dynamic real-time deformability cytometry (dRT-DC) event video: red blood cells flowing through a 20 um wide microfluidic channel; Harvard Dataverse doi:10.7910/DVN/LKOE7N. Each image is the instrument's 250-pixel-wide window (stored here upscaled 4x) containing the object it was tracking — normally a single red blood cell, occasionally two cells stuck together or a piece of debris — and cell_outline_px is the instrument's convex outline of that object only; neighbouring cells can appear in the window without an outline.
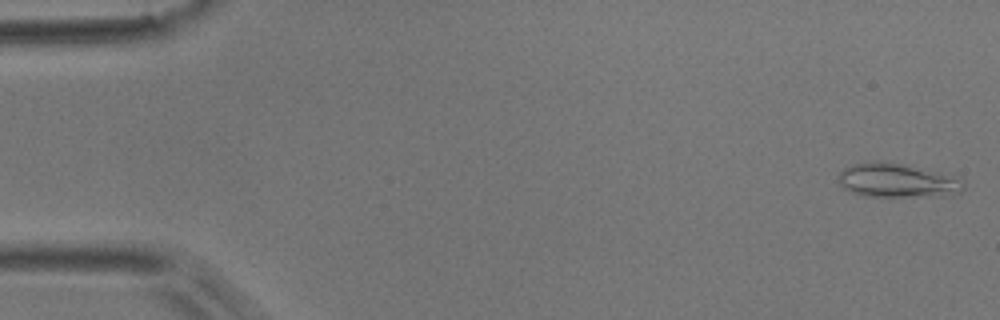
{"species": "common noctule bat (a hibernating species)", "species_latin": "Nyctalus noctula", "temperature_condition": "room temperature", "stored_images_in_passage": 5, "camera_frame_rate_fps": 3000, "um_per_image_px": 0.085, "animal": {"sex": "male", "body_mass_g": 17.9}, "frame": {"image": 1, "passage_image": 1, "time_ms": 0.0, "image_size_px": [1000, 320], "cell_outline_px": [[964, 188], [960, 192], [952, 196], [864, 196], [852, 192], [844, 188], [840, 184], [836, 176], [844, 168], [856, 164], [896, 164], [960, 176], [964, 180]], "centroid_in_image_um": [76.35, 15.4], "position_along_channel_um": 8.6, "area_um2": 24.22}}